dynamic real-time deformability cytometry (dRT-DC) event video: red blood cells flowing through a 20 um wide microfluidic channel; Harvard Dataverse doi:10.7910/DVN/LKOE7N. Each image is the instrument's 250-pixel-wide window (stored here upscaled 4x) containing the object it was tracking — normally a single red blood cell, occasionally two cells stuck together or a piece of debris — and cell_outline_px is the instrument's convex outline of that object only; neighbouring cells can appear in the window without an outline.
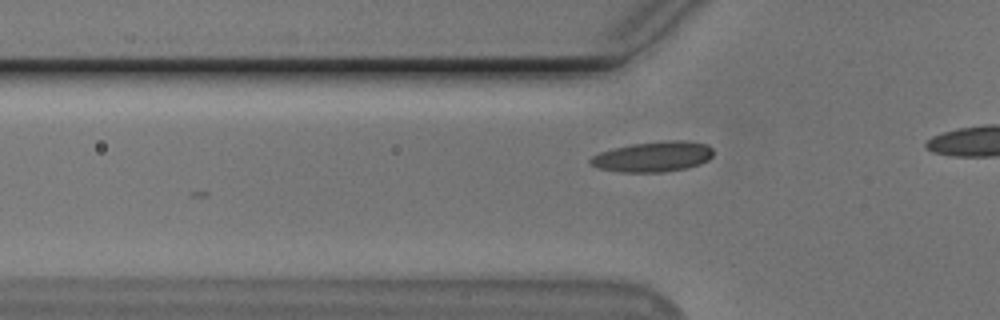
{"species": "Egyptian fruit bat (a non-hibernating species)", "species_latin": "Rousettus aegyptiacus", "temperature_condition": "cold", "stored_images_in_passage": 10, "camera_frame_rate_fps": 3000, "um_per_image_px": 0.085, "animal": {"sex": "male"}, "frame": {"image": 1, "passage_image": 4, "time_ms": 1.0, "image_size_px": [1000, 320], "cell_outline_px": [[712, 156], [708, 160], [700, 164], [684, 168], [664, 172], [620, 172], [600, 168], [592, 164], [588, 160], [592, 156], [600, 152], [612, 148], [632, 144], [668, 140], [688, 140], [708, 144], [712, 148]], "centroid_in_image_um": [55.53, 13.3], "position_along_channel_um": 70.3, "area_um2": 21.73}}